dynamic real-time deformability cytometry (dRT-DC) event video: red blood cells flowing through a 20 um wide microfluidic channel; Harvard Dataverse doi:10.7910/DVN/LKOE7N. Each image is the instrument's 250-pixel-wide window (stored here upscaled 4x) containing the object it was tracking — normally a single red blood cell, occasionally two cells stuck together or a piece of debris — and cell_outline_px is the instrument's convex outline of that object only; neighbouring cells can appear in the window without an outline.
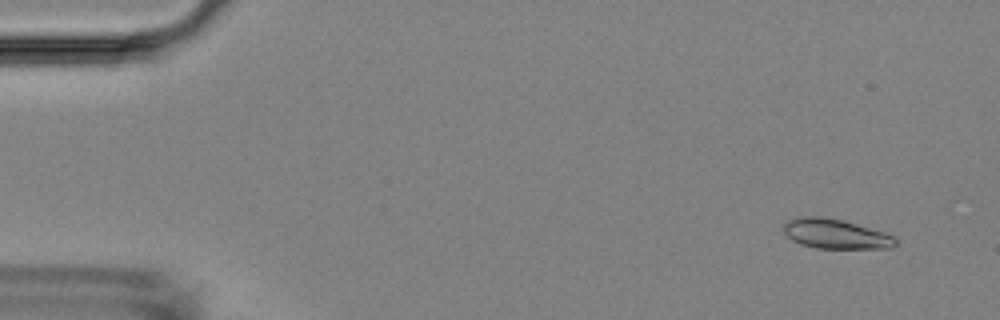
{"species": "Egyptian fruit bat (a non-hibernating species)", "species_latin": "Rousettus aegyptiacus", "temperature_condition": "room temperature", "stored_images_in_passage": 11, "camera_frame_rate_fps": 3000, "um_per_image_px": 0.085, "animal": {"sex": "female"}, "frame": {"image": 1, "passage_image": 4, "time_ms": 1.0, "image_size_px": [1000, 320], "cell_outline_px": [[896, 244], [892, 248], [816, 248], [800, 244], [792, 240], [784, 232], [784, 224], [788, 220], [796, 216], [820, 216], [844, 220], [884, 232], [896, 236]], "centroid_in_image_um": [71.02, 19.87], "position_along_channel_um": 14.0, "area_um2": 19.48}}